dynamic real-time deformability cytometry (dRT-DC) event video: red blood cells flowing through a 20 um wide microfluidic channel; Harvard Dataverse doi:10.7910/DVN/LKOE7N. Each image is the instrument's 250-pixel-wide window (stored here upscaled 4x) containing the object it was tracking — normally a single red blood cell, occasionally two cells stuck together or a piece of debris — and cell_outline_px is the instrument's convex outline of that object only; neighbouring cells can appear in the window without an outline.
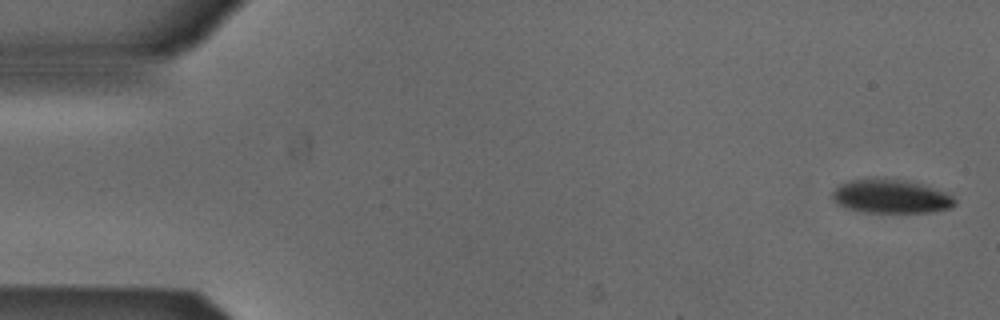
{"species": "Egyptian fruit bat (a non-hibernating species)", "species_latin": "Rousettus aegyptiacus", "temperature_condition": "cold", "stored_images_in_passage": 5, "camera_frame_rate_fps": 3000, "um_per_image_px": 0.085, "animal": {"sex": "male"}, "frame": {"image": 1, "passage_image": 1, "time_ms": 0.0, "image_size_px": [1000, 320], "cell_outline_px": [[956, 204], [952, 208], [932, 212], [864, 212], [848, 208], [836, 204], [832, 200], [832, 192], [840, 184], [848, 180], [904, 180], [924, 184], [944, 192], [952, 196], [956, 200]], "centroid_in_image_um": [75.75, 16.72], "position_along_channel_um": 9.3, "area_um2": 23.81}}
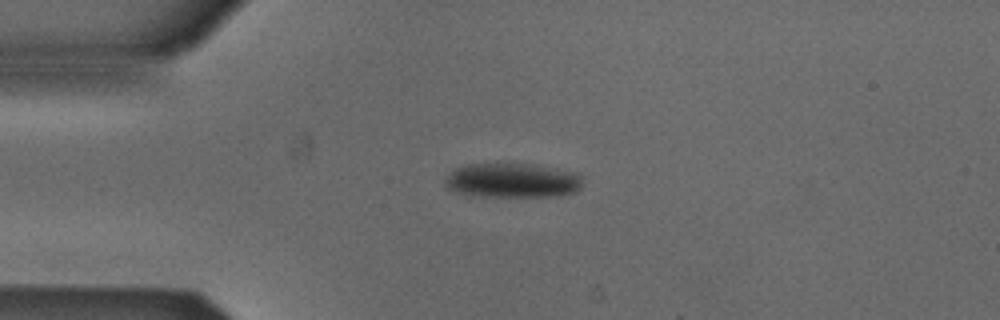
{"frame": {"image": 2, "passage_image": 4, "time_ms": 1.0, "image_size_px": [1000, 320], "cell_outline_px": [[580, 188], [576, 192], [556, 196], [472, 196], [448, 188], [444, 184], [444, 180], [456, 168], [468, 164], [532, 164], [580, 172]], "centroid_in_image_um": [43.59, 15.33], "position_along_channel_um": 41.4, "area_um2": 27.57}}